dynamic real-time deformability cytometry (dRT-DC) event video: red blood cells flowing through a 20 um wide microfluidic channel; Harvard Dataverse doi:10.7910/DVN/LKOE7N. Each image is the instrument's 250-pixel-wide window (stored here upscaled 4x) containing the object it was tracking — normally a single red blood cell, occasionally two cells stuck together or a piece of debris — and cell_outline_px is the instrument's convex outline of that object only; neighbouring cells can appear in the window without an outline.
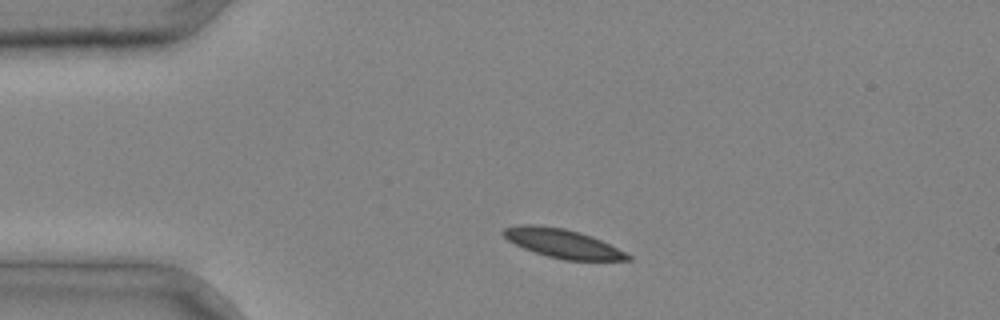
{"species": "common noctule bat (a hibernating species)", "species_latin": "Nyctalus noctula", "temperature_condition": "cold", "stored_images_in_passage": 3, "camera_frame_rate_fps": 3000, "um_per_image_px": 0.085, "animal": {"sex": "male", "body_mass_g": 20.4}, "frame": {"image": 1, "passage_image": 1, "time_ms": 0.0, "image_size_px": [1000, 320], "cell_outline_px": [[632, 260], [564, 260], [548, 256], [524, 248], [508, 240], [500, 232], [504, 228], [520, 224], [532, 224], [564, 228], [580, 232], [592, 236], [632, 256]], "centroid_in_image_um": [47.79, 20.68], "position_along_channel_um": 37.2, "area_um2": 20.69}}
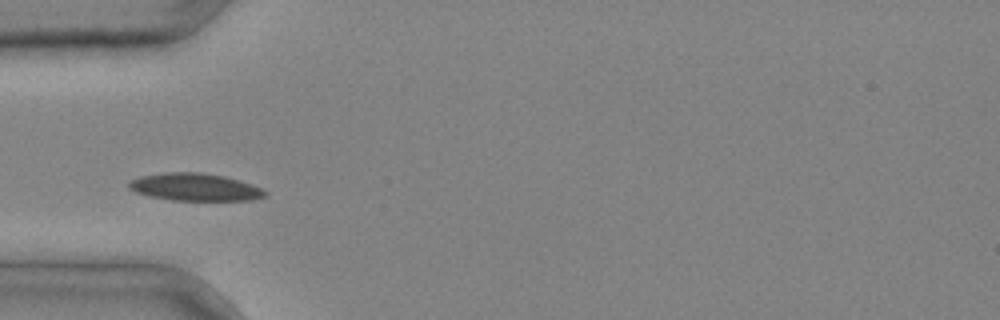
{"frame": {"image": 2, "passage_image": 2, "time_ms": 0.333, "image_size_px": [1000, 320], "cell_outline_px": [[268, 196], [252, 200], [172, 200], [152, 196], [136, 192], [128, 188], [128, 184], [132, 180], [140, 176], [168, 172], [200, 172], [224, 176], [260, 188], [268, 192]], "centroid_in_image_um": [16.57, 15.9], "position_along_channel_um": 68.4, "area_um2": 21.5}}